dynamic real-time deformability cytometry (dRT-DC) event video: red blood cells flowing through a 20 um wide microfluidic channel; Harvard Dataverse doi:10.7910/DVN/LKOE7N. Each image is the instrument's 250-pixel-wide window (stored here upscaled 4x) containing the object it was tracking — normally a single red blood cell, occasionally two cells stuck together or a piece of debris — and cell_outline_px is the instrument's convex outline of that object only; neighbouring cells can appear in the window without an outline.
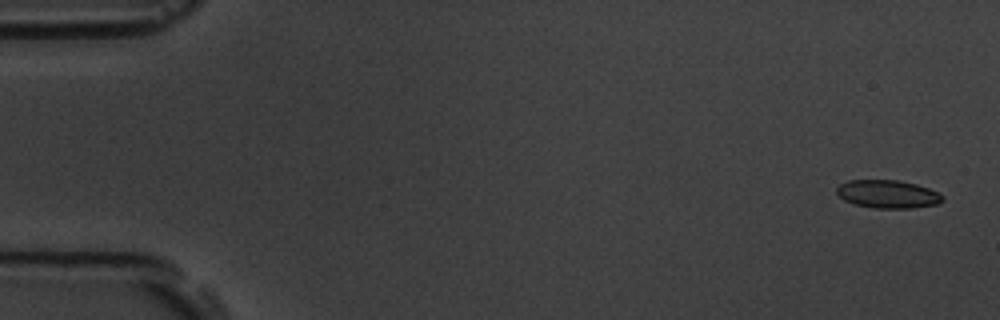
{"species": "common noctule bat (a hibernating species)", "species_latin": "Nyctalus noctula", "temperature_condition": "room temperature", "stored_images_in_passage": 5, "camera_frame_rate_fps": 3000, "um_per_image_px": 0.085, "animal": {"sex": "male", "body_mass_g": 19.5, "forearm_length_mm": 54.6}, "frame": {"image": 1, "passage_image": 1, "time_ms": 0.0, "image_size_px": [1000, 320], "cell_outline_px": [[944, 200], [936, 204], [912, 208], [872, 208], [856, 204], [844, 200], [836, 192], [836, 188], [840, 184], [848, 180], [900, 180], [916, 184], [940, 192], [944, 196]], "centroid_in_image_um": [75.48, 16.49], "position_along_channel_um": 9.5, "area_um2": 17.4}}